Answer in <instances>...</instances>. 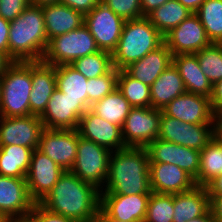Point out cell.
I'll return each mask as SVG.
<instances>
[{"mask_svg": "<svg viewBox=\"0 0 222 222\" xmlns=\"http://www.w3.org/2000/svg\"><path fill=\"white\" fill-rule=\"evenodd\" d=\"M31 5L44 6L59 3L60 0H29Z\"/></svg>", "mask_w": 222, "mask_h": 222, "instance_id": "obj_53", "label": "cell"}, {"mask_svg": "<svg viewBox=\"0 0 222 222\" xmlns=\"http://www.w3.org/2000/svg\"><path fill=\"white\" fill-rule=\"evenodd\" d=\"M162 112L185 123L211 124L216 119L210 98L190 92L173 99Z\"/></svg>", "mask_w": 222, "mask_h": 222, "instance_id": "obj_17", "label": "cell"}, {"mask_svg": "<svg viewBox=\"0 0 222 222\" xmlns=\"http://www.w3.org/2000/svg\"><path fill=\"white\" fill-rule=\"evenodd\" d=\"M100 2L125 21L143 17L140 0H100Z\"/></svg>", "mask_w": 222, "mask_h": 222, "instance_id": "obj_39", "label": "cell"}, {"mask_svg": "<svg viewBox=\"0 0 222 222\" xmlns=\"http://www.w3.org/2000/svg\"><path fill=\"white\" fill-rule=\"evenodd\" d=\"M149 163H169L187 172L194 181L200 169V151L172 142L155 139L145 147Z\"/></svg>", "mask_w": 222, "mask_h": 222, "instance_id": "obj_14", "label": "cell"}, {"mask_svg": "<svg viewBox=\"0 0 222 222\" xmlns=\"http://www.w3.org/2000/svg\"><path fill=\"white\" fill-rule=\"evenodd\" d=\"M97 51L94 37L83 24L73 31L51 38L42 61L53 66L71 64L75 59Z\"/></svg>", "mask_w": 222, "mask_h": 222, "instance_id": "obj_6", "label": "cell"}, {"mask_svg": "<svg viewBox=\"0 0 222 222\" xmlns=\"http://www.w3.org/2000/svg\"><path fill=\"white\" fill-rule=\"evenodd\" d=\"M31 81L33 87L29 98L30 115L40 116L57 89L55 66L43 61H32Z\"/></svg>", "mask_w": 222, "mask_h": 222, "instance_id": "obj_21", "label": "cell"}, {"mask_svg": "<svg viewBox=\"0 0 222 222\" xmlns=\"http://www.w3.org/2000/svg\"><path fill=\"white\" fill-rule=\"evenodd\" d=\"M29 4V0H0V16L5 20L13 21Z\"/></svg>", "mask_w": 222, "mask_h": 222, "instance_id": "obj_42", "label": "cell"}, {"mask_svg": "<svg viewBox=\"0 0 222 222\" xmlns=\"http://www.w3.org/2000/svg\"><path fill=\"white\" fill-rule=\"evenodd\" d=\"M33 149L19 145L0 146V175L26 178Z\"/></svg>", "mask_w": 222, "mask_h": 222, "instance_id": "obj_27", "label": "cell"}, {"mask_svg": "<svg viewBox=\"0 0 222 222\" xmlns=\"http://www.w3.org/2000/svg\"><path fill=\"white\" fill-rule=\"evenodd\" d=\"M132 108L117 88L103 99L94 102L90 107L99 117L121 128Z\"/></svg>", "mask_w": 222, "mask_h": 222, "instance_id": "obj_29", "label": "cell"}, {"mask_svg": "<svg viewBox=\"0 0 222 222\" xmlns=\"http://www.w3.org/2000/svg\"><path fill=\"white\" fill-rule=\"evenodd\" d=\"M211 107L216 116L222 114V80L213 85L210 97Z\"/></svg>", "mask_w": 222, "mask_h": 222, "instance_id": "obj_44", "label": "cell"}, {"mask_svg": "<svg viewBox=\"0 0 222 222\" xmlns=\"http://www.w3.org/2000/svg\"><path fill=\"white\" fill-rule=\"evenodd\" d=\"M195 54L202 72L212 85L222 80V43H211Z\"/></svg>", "mask_w": 222, "mask_h": 222, "instance_id": "obj_36", "label": "cell"}, {"mask_svg": "<svg viewBox=\"0 0 222 222\" xmlns=\"http://www.w3.org/2000/svg\"><path fill=\"white\" fill-rule=\"evenodd\" d=\"M162 110L153 107L132 108L122 126L126 147L145 148L159 136Z\"/></svg>", "mask_w": 222, "mask_h": 222, "instance_id": "obj_8", "label": "cell"}, {"mask_svg": "<svg viewBox=\"0 0 222 222\" xmlns=\"http://www.w3.org/2000/svg\"><path fill=\"white\" fill-rule=\"evenodd\" d=\"M70 65L87 79L97 78L107 74L113 68L112 54L99 50L75 59Z\"/></svg>", "mask_w": 222, "mask_h": 222, "instance_id": "obj_35", "label": "cell"}, {"mask_svg": "<svg viewBox=\"0 0 222 222\" xmlns=\"http://www.w3.org/2000/svg\"><path fill=\"white\" fill-rule=\"evenodd\" d=\"M44 14L45 30L48 41L64 33H68L84 24V15L61 4L41 6Z\"/></svg>", "mask_w": 222, "mask_h": 222, "instance_id": "obj_23", "label": "cell"}, {"mask_svg": "<svg viewBox=\"0 0 222 222\" xmlns=\"http://www.w3.org/2000/svg\"><path fill=\"white\" fill-rule=\"evenodd\" d=\"M56 88L71 99H81L88 105L87 78L70 64L55 66Z\"/></svg>", "mask_w": 222, "mask_h": 222, "instance_id": "obj_28", "label": "cell"}, {"mask_svg": "<svg viewBox=\"0 0 222 222\" xmlns=\"http://www.w3.org/2000/svg\"><path fill=\"white\" fill-rule=\"evenodd\" d=\"M182 121L165 115L160 119V131L158 138L164 141L181 145Z\"/></svg>", "mask_w": 222, "mask_h": 222, "instance_id": "obj_40", "label": "cell"}, {"mask_svg": "<svg viewBox=\"0 0 222 222\" xmlns=\"http://www.w3.org/2000/svg\"><path fill=\"white\" fill-rule=\"evenodd\" d=\"M125 20L99 2L84 15V25L95 39L99 50L113 53L117 48Z\"/></svg>", "mask_w": 222, "mask_h": 222, "instance_id": "obj_9", "label": "cell"}, {"mask_svg": "<svg viewBox=\"0 0 222 222\" xmlns=\"http://www.w3.org/2000/svg\"><path fill=\"white\" fill-rule=\"evenodd\" d=\"M119 70L114 67L105 75L87 80L88 84V107L103 99L117 88Z\"/></svg>", "mask_w": 222, "mask_h": 222, "instance_id": "obj_38", "label": "cell"}, {"mask_svg": "<svg viewBox=\"0 0 222 222\" xmlns=\"http://www.w3.org/2000/svg\"><path fill=\"white\" fill-rule=\"evenodd\" d=\"M186 222H216V221L213 218L211 211L209 210L205 215L186 221Z\"/></svg>", "mask_w": 222, "mask_h": 222, "instance_id": "obj_52", "label": "cell"}, {"mask_svg": "<svg viewBox=\"0 0 222 222\" xmlns=\"http://www.w3.org/2000/svg\"><path fill=\"white\" fill-rule=\"evenodd\" d=\"M216 135V119L211 124L182 122L181 146L201 151Z\"/></svg>", "mask_w": 222, "mask_h": 222, "instance_id": "obj_34", "label": "cell"}, {"mask_svg": "<svg viewBox=\"0 0 222 222\" xmlns=\"http://www.w3.org/2000/svg\"><path fill=\"white\" fill-rule=\"evenodd\" d=\"M5 222H23V221H5Z\"/></svg>", "mask_w": 222, "mask_h": 222, "instance_id": "obj_55", "label": "cell"}, {"mask_svg": "<svg viewBox=\"0 0 222 222\" xmlns=\"http://www.w3.org/2000/svg\"><path fill=\"white\" fill-rule=\"evenodd\" d=\"M210 210V196L206 186L174 194L173 222H186L205 215Z\"/></svg>", "mask_w": 222, "mask_h": 222, "instance_id": "obj_25", "label": "cell"}, {"mask_svg": "<svg viewBox=\"0 0 222 222\" xmlns=\"http://www.w3.org/2000/svg\"><path fill=\"white\" fill-rule=\"evenodd\" d=\"M222 173V140L216 135L200 151V169L195 181L196 186H206Z\"/></svg>", "mask_w": 222, "mask_h": 222, "instance_id": "obj_31", "label": "cell"}, {"mask_svg": "<svg viewBox=\"0 0 222 222\" xmlns=\"http://www.w3.org/2000/svg\"><path fill=\"white\" fill-rule=\"evenodd\" d=\"M206 188L209 195H222V173L211 180Z\"/></svg>", "mask_w": 222, "mask_h": 222, "instance_id": "obj_48", "label": "cell"}, {"mask_svg": "<svg viewBox=\"0 0 222 222\" xmlns=\"http://www.w3.org/2000/svg\"><path fill=\"white\" fill-rule=\"evenodd\" d=\"M142 7V16H147L154 9L165 4L168 0H140Z\"/></svg>", "mask_w": 222, "mask_h": 222, "instance_id": "obj_47", "label": "cell"}, {"mask_svg": "<svg viewBox=\"0 0 222 222\" xmlns=\"http://www.w3.org/2000/svg\"><path fill=\"white\" fill-rule=\"evenodd\" d=\"M100 193L96 186L66 170L39 204L75 222H94L100 209Z\"/></svg>", "mask_w": 222, "mask_h": 222, "instance_id": "obj_1", "label": "cell"}, {"mask_svg": "<svg viewBox=\"0 0 222 222\" xmlns=\"http://www.w3.org/2000/svg\"><path fill=\"white\" fill-rule=\"evenodd\" d=\"M12 63L13 61L5 53L0 52V77Z\"/></svg>", "mask_w": 222, "mask_h": 222, "instance_id": "obj_50", "label": "cell"}, {"mask_svg": "<svg viewBox=\"0 0 222 222\" xmlns=\"http://www.w3.org/2000/svg\"><path fill=\"white\" fill-rule=\"evenodd\" d=\"M192 13H196L205 0H177Z\"/></svg>", "mask_w": 222, "mask_h": 222, "instance_id": "obj_49", "label": "cell"}, {"mask_svg": "<svg viewBox=\"0 0 222 222\" xmlns=\"http://www.w3.org/2000/svg\"><path fill=\"white\" fill-rule=\"evenodd\" d=\"M217 120V136L222 140V114L216 116Z\"/></svg>", "mask_w": 222, "mask_h": 222, "instance_id": "obj_54", "label": "cell"}, {"mask_svg": "<svg viewBox=\"0 0 222 222\" xmlns=\"http://www.w3.org/2000/svg\"><path fill=\"white\" fill-rule=\"evenodd\" d=\"M10 21L0 16V52L5 53L9 57V32Z\"/></svg>", "mask_w": 222, "mask_h": 222, "instance_id": "obj_45", "label": "cell"}, {"mask_svg": "<svg viewBox=\"0 0 222 222\" xmlns=\"http://www.w3.org/2000/svg\"><path fill=\"white\" fill-rule=\"evenodd\" d=\"M150 188L160 194H178L192 190L194 179L180 167L169 163H149Z\"/></svg>", "mask_w": 222, "mask_h": 222, "instance_id": "obj_20", "label": "cell"}, {"mask_svg": "<svg viewBox=\"0 0 222 222\" xmlns=\"http://www.w3.org/2000/svg\"><path fill=\"white\" fill-rule=\"evenodd\" d=\"M117 89L133 108L151 107L150 87L131 77L125 70H119Z\"/></svg>", "mask_w": 222, "mask_h": 222, "instance_id": "obj_32", "label": "cell"}, {"mask_svg": "<svg viewBox=\"0 0 222 222\" xmlns=\"http://www.w3.org/2000/svg\"><path fill=\"white\" fill-rule=\"evenodd\" d=\"M196 14L211 43H222V0H205Z\"/></svg>", "mask_w": 222, "mask_h": 222, "instance_id": "obj_33", "label": "cell"}, {"mask_svg": "<svg viewBox=\"0 0 222 222\" xmlns=\"http://www.w3.org/2000/svg\"><path fill=\"white\" fill-rule=\"evenodd\" d=\"M163 38L172 56L195 54L211 44L196 13H192L177 27L172 28Z\"/></svg>", "mask_w": 222, "mask_h": 222, "instance_id": "obj_12", "label": "cell"}, {"mask_svg": "<svg viewBox=\"0 0 222 222\" xmlns=\"http://www.w3.org/2000/svg\"><path fill=\"white\" fill-rule=\"evenodd\" d=\"M100 0H60L59 3L64 4L75 11L86 15L92 11Z\"/></svg>", "mask_w": 222, "mask_h": 222, "instance_id": "obj_43", "label": "cell"}, {"mask_svg": "<svg viewBox=\"0 0 222 222\" xmlns=\"http://www.w3.org/2000/svg\"><path fill=\"white\" fill-rule=\"evenodd\" d=\"M0 116L30 115L31 62L14 61L0 77Z\"/></svg>", "mask_w": 222, "mask_h": 222, "instance_id": "obj_5", "label": "cell"}, {"mask_svg": "<svg viewBox=\"0 0 222 222\" xmlns=\"http://www.w3.org/2000/svg\"><path fill=\"white\" fill-rule=\"evenodd\" d=\"M150 92L151 107L159 110L186 92L183 80L173 63L153 82Z\"/></svg>", "mask_w": 222, "mask_h": 222, "instance_id": "obj_26", "label": "cell"}, {"mask_svg": "<svg viewBox=\"0 0 222 222\" xmlns=\"http://www.w3.org/2000/svg\"><path fill=\"white\" fill-rule=\"evenodd\" d=\"M103 189L100 194H151L146 149L127 147L112 152Z\"/></svg>", "mask_w": 222, "mask_h": 222, "instance_id": "obj_2", "label": "cell"}, {"mask_svg": "<svg viewBox=\"0 0 222 222\" xmlns=\"http://www.w3.org/2000/svg\"><path fill=\"white\" fill-rule=\"evenodd\" d=\"M44 129L39 116H0V146L19 145L35 150Z\"/></svg>", "mask_w": 222, "mask_h": 222, "instance_id": "obj_15", "label": "cell"}, {"mask_svg": "<svg viewBox=\"0 0 222 222\" xmlns=\"http://www.w3.org/2000/svg\"><path fill=\"white\" fill-rule=\"evenodd\" d=\"M23 222H75L71 218L48 211L39 203H35L31 212L22 220Z\"/></svg>", "mask_w": 222, "mask_h": 222, "instance_id": "obj_41", "label": "cell"}, {"mask_svg": "<svg viewBox=\"0 0 222 222\" xmlns=\"http://www.w3.org/2000/svg\"><path fill=\"white\" fill-rule=\"evenodd\" d=\"M35 203L29 194L26 178L0 175V217L4 221H22Z\"/></svg>", "mask_w": 222, "mask_h": 222, "instance_id": "obj_11", "label": "cell"}, {"mask_svg": "<svg viewBox=\"0 0 222 222\" xmlns=\"http://www.w3.org/2000/svg\"><path fill=\"white\" fill-rule=\"evenodd\" d=\"M192 14L177 0H168L165 4L154 9L146 17L151 24L164 36L172 28L177 27Z\"/></svg>", "mask_w": 222, "mask_h": 222, "instance_id": "obj_30", "label": "cell"}, {"mask_svg": "<svg viewBox=\"0 0 222 222\" xmlns=\"http://www.w3.org/2000/svg\"><path fill=\"white\" fill-rule=\"evenodd\" d=\"M210 196V211L216 222H222V195Z\"/></svg>", "mask_w": 222, "mask_h": 222, "instance_id": "obj_46", "label": "cell"}, {"mask_svg": "<svg viewBox=\"0 0 222 222\" xmlns=\"http://www.w3.org/2000/svg\"><path fill=\"white\" fill-rule=\"evenodd\" d=\"M78 142L77 129L44 128L38 149L66 171L71 170L75 162Z\"/></svg>", "mask_w": 222, "mask_h": 222, "instance_id": "obj_13", "label": "cell"}, {"mask_svg": "<svg viewBox=\"0 0 222 222\" xmlns=\"http://www.w3.org/2000/svg\"><path fill=\"white\" fill-rule=\"evenodd\" d=\"M94 222H126L121 220H116L112 217H109L101 208L99 209Z\"/></svg>", "mask_w": 222, "mask_h": 222, "instance_id": "obj_51", "label": "cell"}, {"mask_svg": "<svg viewBox=\"0 0 222 222\" xmlns=\"http://www.w3.org/2000/svg\"><path fill=\"white\" fill-rule=\"evenodd\" d=\"M111 151L79 135L77 155L71 168L82 181L103 190L108 175Z\"/></svg>", "mask_w": 222, "mask_h": 222, "instance_id": "obj_7", "label": "cell"}, {"mask_svg": "<svg viewBox=\"0 0 222 222\" xmlns=\"http://www.w3.org/2000/svg\"><path fill=\"white\" fill-rule=\"evenodd\" d=\"M87 109L88 105L81 99H71L56 89L39 118L47 129H77Z\"/></svg>", "mask_w": 222, "mask_h": 222, "instance_id": "obj_10", "label": "cell"}, {"mask_svg": "<svg viewBox=\"0 0 222 222\" xmlns=\"http://www.w3.org/2000/svg\"><path fill=\"white\" fill-rule=\"evenodd\" d=\"M172 63L183 80L186 92L211 97L213 85L202 72L196 54L174 55Z\"/></svg>", "mask_w": 222, "mask_h": 222, "instance_id": "obj_24", "label": "cell"}, {"mask_svg": "<svg viewBox=\"0 0 222 222\" xmlns=\"http://www.w3.org/2000/svg\"><path fill=\"white\" fill-rule=\"evenodd\" d=\"M77 130L82 138L111 152L127 148L123 141L122 128L102 119L90 108L81 116Z\"/></svg>", "mask_w": 222, "mask_h": 222, "instance_id": "obj_18", "label": "cell"}, {"mask_svg": "<svg viewBox=\"0 0 222 222\" xmlns=\"http://www.w3.org/2000/svg\"><path fill=\"white\" fill-rule=\"evenodd\" d=\"M164 43L163 35L144 16L125 21L117 48L112 53V64L124 70Z\"/></svg>", "mask_w": 222, "mask_h": 222, "instance_id": "obj_4", "label": "cell"}, {"mask_svg": "<svg viewBox=\"0 0 222 222\" xmlns=\"http://www.w3.org/2000/svg\"><path fill=\"white\" fill-rule=\"evenodd\" d=\"M9 28V58L13 62L42 61L49 42L42 8L29 4L10 21Z\"/></svg>", "mask_w": 222, "mask_h": 222, "instance_id": "obj_3", "label": "cell"}, {"mask_svg": "<svg viewBox=\"0 0 222 222\" xmlns=\"http://www.w3.org/2000/svg\"><path fill=\"white\" fill-rule=\"evenodd\" d=\"M150 194H100V208L116 220L144 222Z\"/></svg>", "mask_w": 222, "mask_h": 222, "instance_id": "obj_19", "label": "cell"}, {"mask_svg": "<svg viewBox=\"0 0 222 222\" xmlns=\"http://www.w3.org/2000/svg\"><path fill=\"white\" fill-rule=\"evenodd\" d=\"M64 170L38 148L31 155L26 183L31 198L39 203L53 188Z\"/></svg>", "mask_w": 222, "mask_h": 222, "instance_id": "obj_16", "label": "cell"}, {"mask_svg": "<svg viewBox=\"0 0 222 222\" xmlns=\"http://www.w3.org/2000/svg\"><path fill=\"white\" fill-rule=\"evenodd\" d=\"M174 194L151 192L144 222H173Z\"/></svg>", "mask_w": 222, "mask_h": 222, "instance_id": "obj_37", "label": "cell"}, {"mask_svg": "<svg viewBox=\"0 0 222 222\" xmlns=\"http://www.w3.org/2000/svg\"><path fill=\"white\" fill-rule=\"evenodd\" d=\"M172 64V53L163 43L156 50L149 52L142 59L131 63L124 70L134 79L149 87Z\"/></svg>", "mask_w": 222, "mask_h": 222, "instance_id": "obj_22", "label": "cell"}]
</instances>
